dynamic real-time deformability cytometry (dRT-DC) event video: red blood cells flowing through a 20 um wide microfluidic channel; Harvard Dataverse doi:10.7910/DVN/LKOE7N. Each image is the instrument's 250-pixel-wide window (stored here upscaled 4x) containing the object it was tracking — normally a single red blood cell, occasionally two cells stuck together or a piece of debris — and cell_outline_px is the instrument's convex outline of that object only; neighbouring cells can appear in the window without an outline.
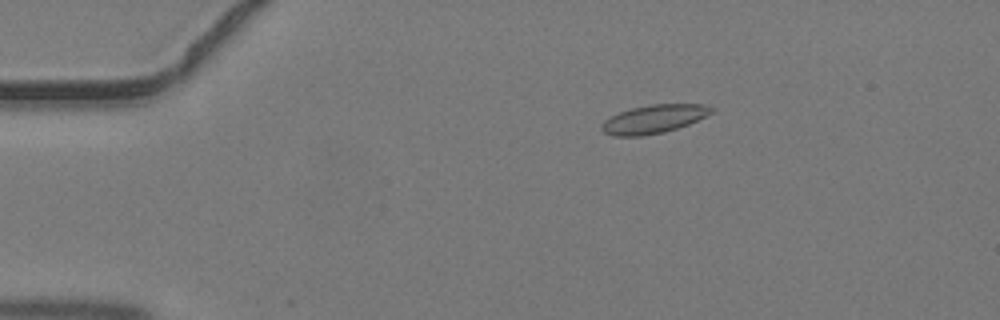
{"species": "common noctule bat (a hibernating species)", "species_latin": "Nyctalus noctula", "temperature_condition": "warm", "stored_images_in_passage": 46, "camera_frame_rate_fps": 3000, "um_per_image_px": 0.085, "animal": {"sex": "male", "body_mass_g": 19.2, "forearm_length_mm": 51.8}, "frame": {"image": 1, "passage_image": 9, "time_ms": 2.667, "image_size_px": [1000, 320], "cell_outline_px": [[716, 108], [712, 112], [688, 124], [664, 132], [640, 136], [612, 136], [604, 132], [600, 128], [600, 124], [604, 120], [620, 112], [632, 108], [652, 104], [708, 104]], "centroid_in_image_um": [55.56, 10.11], "position_along_channel_um": 29.4, "area_um2": 18.09}}
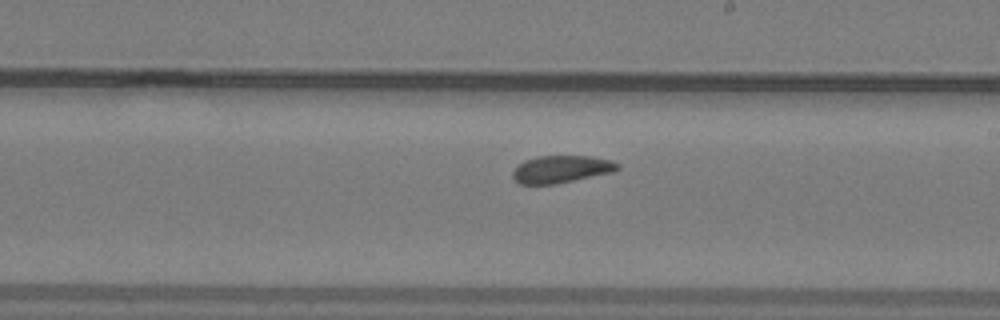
{"frame": {"image": 2, "passage_image": 27, "time_ms": 8.667, "image_size_px": [1000, 320], "cell_outline_px": [[620, 168], [612, 172], [556, 184], [520, 184], [512, 176], [512, 172], [524, 160], [536, 156], [592, 156], [612, 160], [620, 164]], "centroid_in_image_um": [47.73, 14.37], "position_along_channel_um": 241.3, "area_um2": 16.7}}
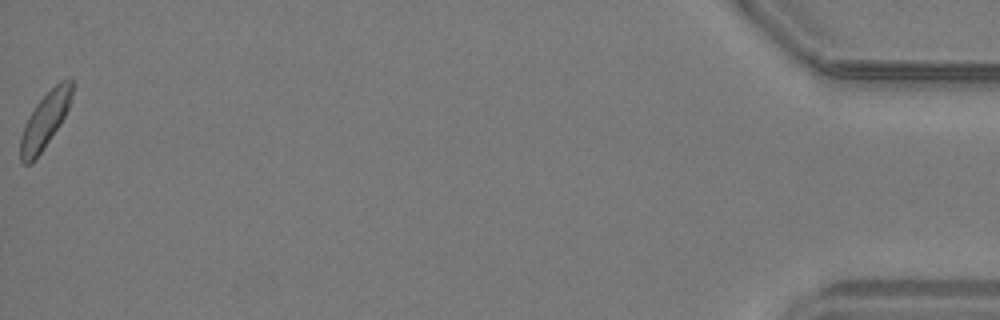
{"frame": {"image": 3, "passage_image": 46, "time_ms": 15.0, "image_size_px": [1000, 320], "cell_outline_px": [[72, 96], [68, 108], [60, 124], [32, 164], [24, 164], [20, 160], [20, 136], [24, 124], [28, 116], [36, 104], [60, 80], [72, 76]], "centroid_in_image_um": [3.81, 10.23], "position_along_channel_um": 431.4, "area_um2": 16.65}}